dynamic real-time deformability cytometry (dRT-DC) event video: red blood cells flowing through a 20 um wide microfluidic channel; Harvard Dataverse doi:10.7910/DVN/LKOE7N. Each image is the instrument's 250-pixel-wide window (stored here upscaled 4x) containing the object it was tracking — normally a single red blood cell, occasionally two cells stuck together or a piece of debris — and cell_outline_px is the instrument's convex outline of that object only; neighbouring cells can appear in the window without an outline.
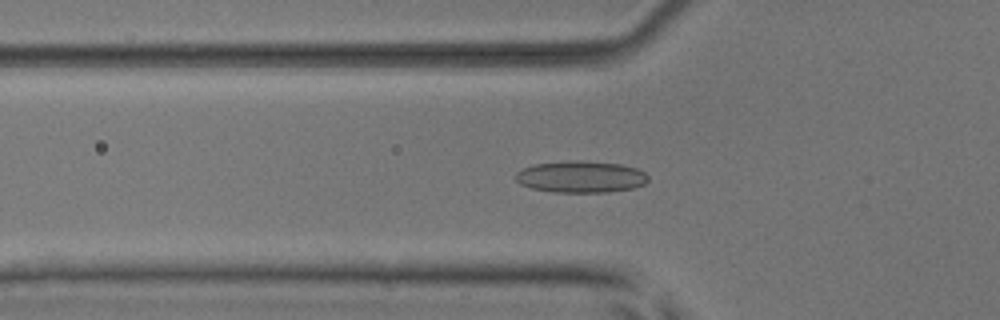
{"species": "common noctule bat (a hibernating species)", "species_latin": "Nyctalus noctula", "temperature_condition": "room temperature", "stored_images_in_passage": 53, "camera_frame_rate_fps": 3000, "um_per_image_px": 0.085, "animal": {"sex": "male", "body_mass_g": 17.9, "forearm_length_mm": 54.2}, "frame": {"image": 1, "passage_image": 18, "time_ms": 5.667, "image_size_px": [1000, 320], "cell_outline_px": [[648, 180], [644, 184], [632, 188], [608, 192], [552, 192], [532, 188], [520, 184], [516, 180], [516, 172], [524, 168], [536, 164], [580, 160], [620, 164], [636, 168], [644, 172], [648, 176]], "centroid_in_image_um": [49.38, 15.03], "position_along_channel_um": 76.4, "area_um2": 24.28}}
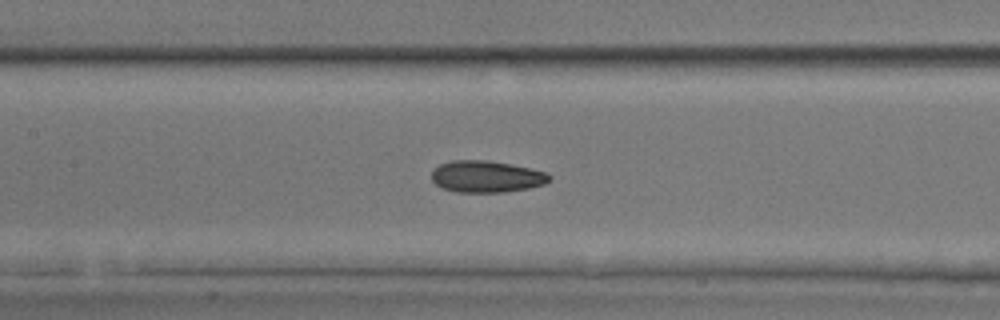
{"frame": {"image": 2, "passage_image": 25, "time_ms": 8.0, "image_size_px": [1000, 320], "cell_outline_px": [[552, 180], [544, 184], [528, 188], [504, 192], [456, 192], [444, 188], [436, 184], [432, 180], [432, 168], [440, 164], [452, 160], [484, 160], [508, 164], [528, 168], [544, 172], [552, 176]], "centroid_in_image_um": [41.32, 15.01], "position_along_channel_um": 166.1, "area_um2": 21.62}}
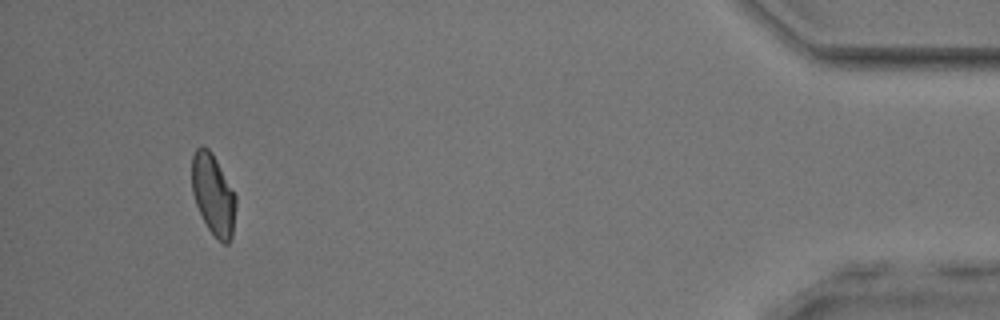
{"frame": {"image": 3, "passage_image": 50, "time_ms": 16.333, "image_size_px": [1000, 320], "cell_outline_px": [[236, 204], [232, 236], [228, 244], [224, 244], [216, 240], [208, 228], [196, 204], [192, 192], [192, 156], [196, 148], [200, 144], [208, 148], [212, 152], [236, 196]], "centroid_in_image_um": [18.12, 16.54], "position_along_channel_um": 417.1, "area_um2": 20.75}, "authors_computed_cell_mechanics": {"area_um2": 21.6172, "velocity_mm_per_s": 3.8404, "shape_relaxation_time_tau1_ms": null, "shape_relaxation_time_tau2_ms": 2.1273, "deformation_change_tau1": null, "deformation_change_tau2": 0.0858}}